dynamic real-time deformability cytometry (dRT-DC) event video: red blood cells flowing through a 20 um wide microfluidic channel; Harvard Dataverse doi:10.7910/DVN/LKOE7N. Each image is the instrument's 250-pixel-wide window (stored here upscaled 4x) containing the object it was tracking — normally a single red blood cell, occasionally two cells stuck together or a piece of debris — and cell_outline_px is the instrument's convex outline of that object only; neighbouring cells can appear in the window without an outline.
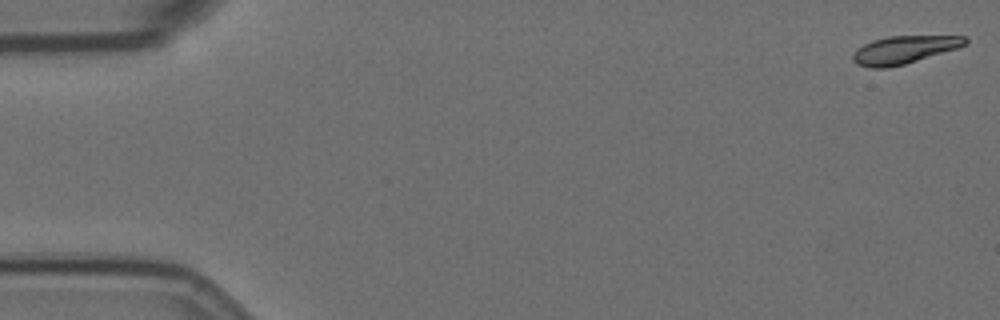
{"species": "Egyptian fruit bat (a non-hibernating species)", "species_latin": "Rousettus aegyptiacus", "temperature_condition": "room temperature", "stored_images_in_passage": 54, "camera_frame_rate_fps": 3000, "um_per_image_px": 0.085, "animal": {"sex": "female"}, "frame": {"image": 1, "passage_image": 1, "time_ms": 0.0, "image_size_px": [1000, 320], "cell_outline_px": [[968, 44], [956, 48], [904, 64], [888, 68], [872, 68], [856, 64], [852, 60], [852, 56], [856, 48], [872, 40], [888, 36], [968, 36]], "centroid_in_image_um": [76.81, 4.22], "position_along_channel_um": 8.2, "area_um2": 18.15}}
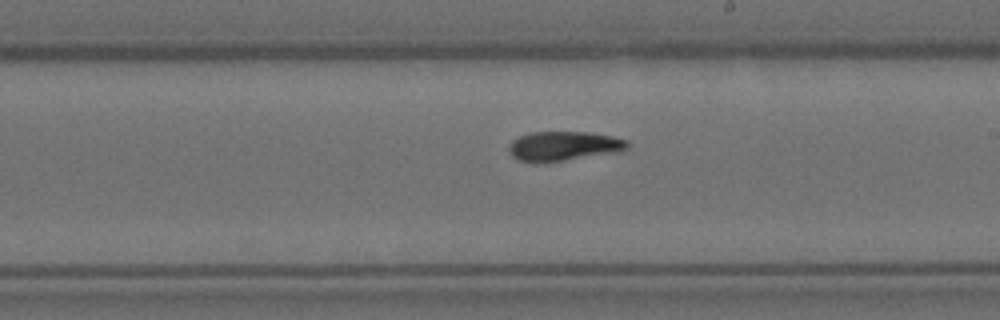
{"frame": {"image": 2, "passage_image": 33, "time_ms": 10.667, "image_size_px": [1000, 320], "cell_outline_px": [[628, 148], [564, 160], [536, 164], [516, 160], [508, 152], [508, 148], [512, 140], [528, 132], [588, 132], [612, 136], [628, 140]], "centroid_in_image_um": [47.77, 12.41], "position_along_channel_um": 241.2, "area_um2": 20.11}}
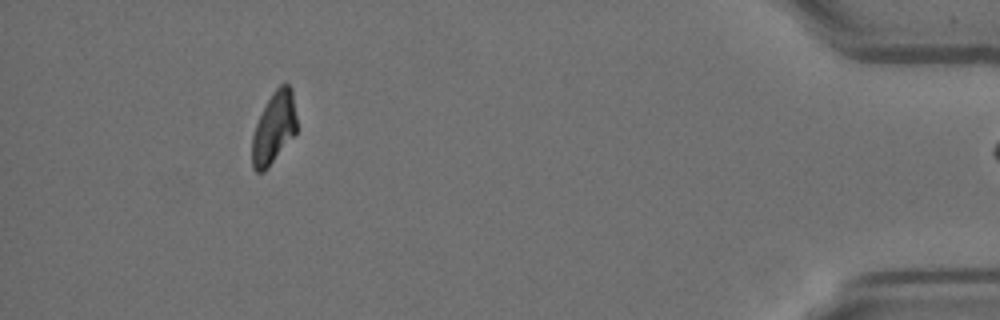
{"frame": {"image": 3, "passage_image": 53, "time_ms": 17.333, "image_size_px": [1000, 320], "cell_outline_px": [[296, 132], [268, 168], [264, 172], [256, 172], [252, 168], [252, 136], [256, 124], [272, 92], [280, 84], [288, 84], [292, 88], [296, 116]], "centroid_in_image_um": [23.27, 10.88], "position_along_channel_um": 411.9, "area_um2": 18.5}}